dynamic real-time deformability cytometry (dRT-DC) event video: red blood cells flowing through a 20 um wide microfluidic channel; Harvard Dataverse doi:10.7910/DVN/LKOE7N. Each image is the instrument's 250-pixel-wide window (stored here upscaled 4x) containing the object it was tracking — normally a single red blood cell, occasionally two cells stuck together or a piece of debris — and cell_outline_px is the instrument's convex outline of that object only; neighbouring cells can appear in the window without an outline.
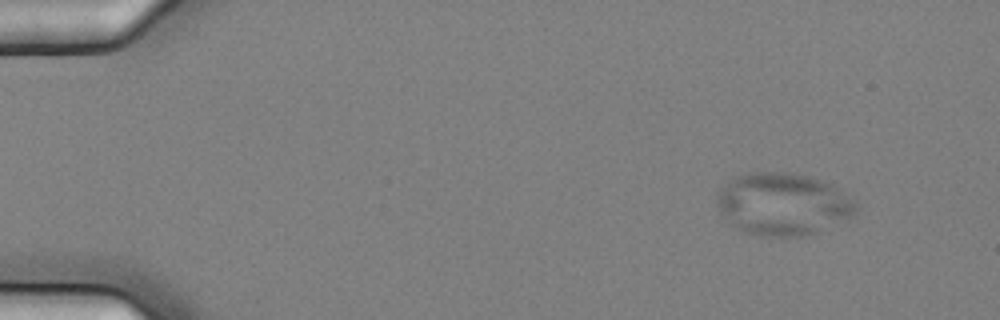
{"species": "common noctule bat (a hibernating species)", "species_latin": "Nyctalus noctula", "temperature_condition": "cold", "stored_images_in_passage": 4, "camera_frame_rate_fps": 3000, "um_per_image_px": 0.085, "animal": {"sex": "female", "body_mass_g": 25.1}, "frame": {"image": 1, "passage_image": 1, "time_ms": 0.0, "image_size_px": [1000, 320], "cell_outline_px": [[856, 212], [852, 216], [812, 232], [800, 236], [760, 236], [736, 228], [728, 224], [720, 216], [716, 204], [716, 192], [732, 176], [748, 172], [788, 172], [808, 176], [832, 184], [856, 200]], "centroid_in_image_um": [66.45, 17.32], "position_along_channel_um": 18.5, "area_um2": 50.75}}